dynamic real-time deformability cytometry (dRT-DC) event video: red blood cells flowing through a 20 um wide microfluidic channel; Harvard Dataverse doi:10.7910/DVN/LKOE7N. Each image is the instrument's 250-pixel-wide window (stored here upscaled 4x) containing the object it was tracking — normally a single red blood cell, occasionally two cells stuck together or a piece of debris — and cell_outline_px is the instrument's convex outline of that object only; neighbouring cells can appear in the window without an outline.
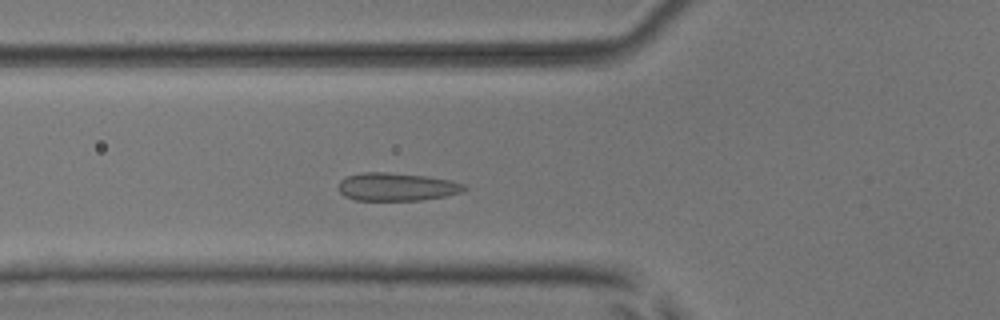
{"species": "common noctule bat (a hibernating species)", "species_latin": "Nyctalus noctula", "temperature_condition": "room temperature", "stored_images_in_passage": 48, "camera_frame_rate_fps": 3000, "um_per_image_px": 0.085, "animal": {"sex": "male", "body_mass_g": 17.9, "forearm_length_mm": 54.2}, "frame": {"image": 1, "passage_image": 15, "time_ms": 4.667, "image_size_px": [1000, 320], "cell_outline_px": [[468, 188], [460, 192], [444, 196], [424, 200], [356, 200], [344, 196], [340, 192], [340, 180], [348, 176], [364, 172], [384, 172], [428, 176], [448, 180], [464, 184]], "centroid_in_image_um": [33.72, 15.88], "position_along_channel_um": 92.1, "area_um2": 20.35}}
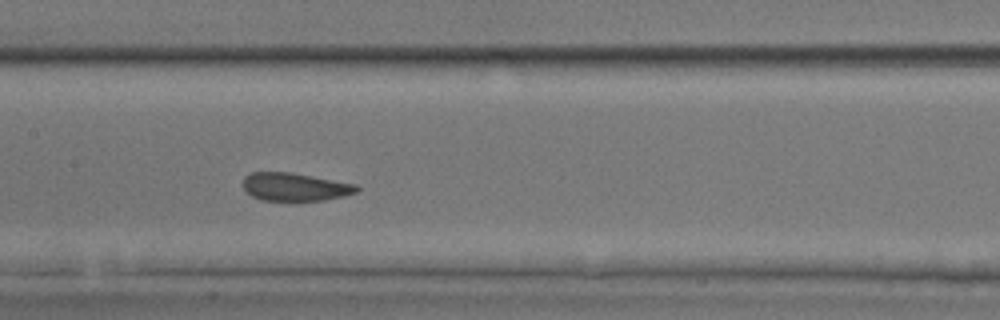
{"frame": {"image": 2, "passage_image": 22, "time_ms": 7.0, "image_size_px": [1000, 320], "cell_outline_px": [[360, 188], [356, 192], [344, 196], [324, 200], [264, 200], [252, 196], [244, 188], [244, 176], [252, 172], [292, 172], [356, 184]], "centroid_in_image_um": [25.09, 15.87], "position_along_channel_um": 182.3, "area_um2": 18.44}}
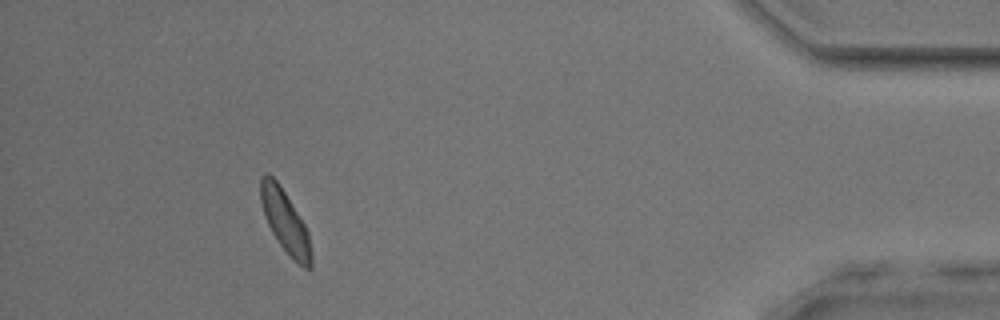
{"frame": {"image": 3, "passage_image": 44, "time_ms": 14.333, "image_size_px": [1000, 320], "cell_outline_px": [[312, 268], [304, 268], [296, 264], [292, 260], [280, 244], [272, 232], [268, 224], [260, 200], [260, 176], [268, 172], [276, 180], [284, 192], [304, 224], [308, 232], [312, 252]], "centroid_in_image_um": [24.25, 18.87], "position_along_channel_um": 411.0, "area_um2": 18.26}, "authors_computed_cell_mechanics": {"area_um2": 19.3919, "velocity_mm_per_s": 3.8844, "shape_relaxation_time_tau1_ms": 7.0453, "shape_relaxation_time_tau2_ms": 0.8499, "deformation_change_tau1": 0.1264, "deformation_change_tau2": 0.0473}}